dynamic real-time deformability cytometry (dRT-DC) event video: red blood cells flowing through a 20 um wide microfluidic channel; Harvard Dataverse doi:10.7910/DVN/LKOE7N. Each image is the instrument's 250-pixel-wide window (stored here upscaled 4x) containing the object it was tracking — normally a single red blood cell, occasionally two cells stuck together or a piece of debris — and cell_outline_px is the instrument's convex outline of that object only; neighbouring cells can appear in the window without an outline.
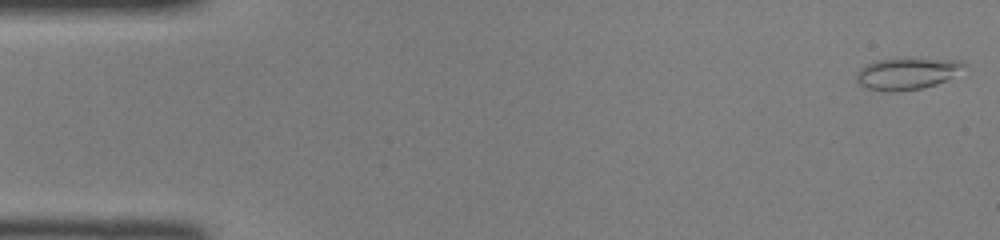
{"species": "common noctule bat (a hibernating species)", "species_latin": "Nyctalus noctula", "temperature_condition": "room temperature", "stored_images_in_passage": 46, "camera_frame_rate_fps": 3000, "um_per_image_px": 0.085, "animal": {"sex": "female", "body_mass_g": 22.0, "forearm_length_mm": 56.7}, "frame": {"image": 1, "passage_image": 1, "time_ms": 0.0, "image_size_px": [1000, 240], "cell_outline_px": [[968, 64], [944, 80], [936, 84], [920, 88], [896, 92], [884, 92], [868, 88], [860, 84], [856, 80], [856, 72], [864, 64], [876, 60], [960, 60]], "centroid_in_image_um": [76.99, 6.28], "position_along_channel_um": 8.0, "area_um2": 19.19}}
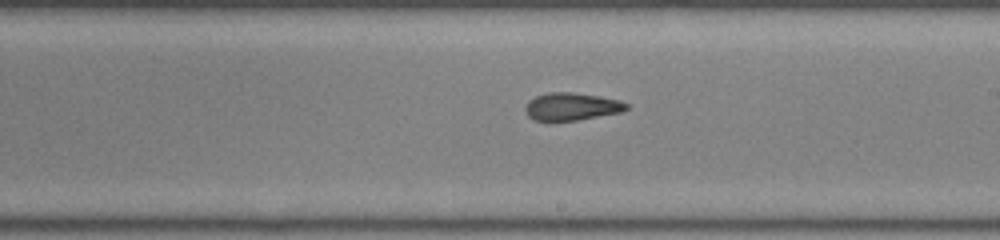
{"frame": {"image": 2, "passage_image": 26, "time_ms": 8.333, "image_size_px": [1000, 240], "cell_outline_px": [[628, 108], [620, 112], [576, 120], [532, 120], [528, 116], [524, 108], [528, 100], [536, 96], [548, 92], [572, 92], [600, 96], [620, 100], [628, 104]], "centroid_in_image_um": [48.56, 9.04], "position_along_channel_um": 240.4, "area_um2": 16.18}}
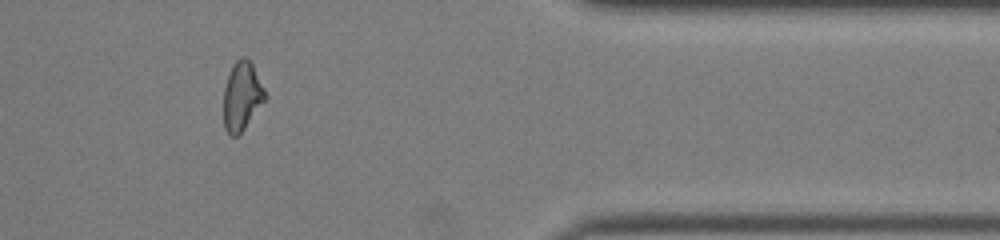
{"frame": {"image": 3, "passage_image": 38, "time_ms": 12.333, "image_size_px": [1000, 240], "cell_outline_px": [[268, 96], [244, 128], [236, 136], [232, 136], [224, 128], [224, 88], [232, 64], [240, 56], [244, 56], [252, 64]], "centroid_in_image_um": [20.56, 8.14], "position_along_channel_um": 390.8, "area_um2": 16.42}}